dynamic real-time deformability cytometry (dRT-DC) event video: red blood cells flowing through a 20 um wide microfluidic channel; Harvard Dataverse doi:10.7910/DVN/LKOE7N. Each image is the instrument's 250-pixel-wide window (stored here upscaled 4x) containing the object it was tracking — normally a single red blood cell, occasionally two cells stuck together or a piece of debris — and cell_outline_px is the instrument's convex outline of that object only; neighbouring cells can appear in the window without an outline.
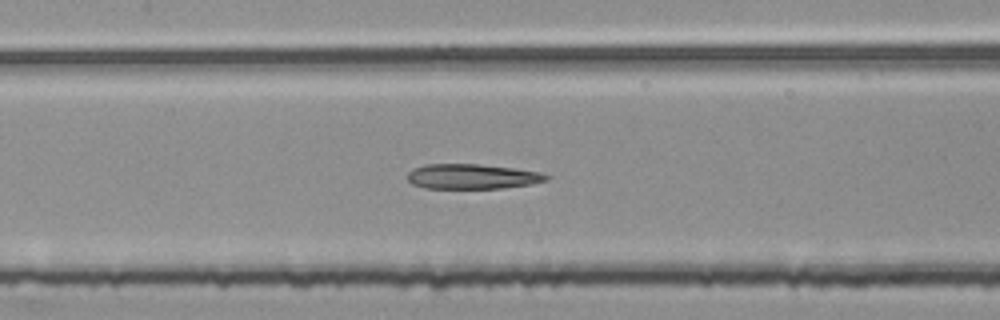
{"species": "common noctule bat (a hibernating species)", "species_latin": "Nyctalus noctula", "temperature_condition": "room temperature", "stored_images_in_passage": 53, "segment_of_instrument_passage": [2, 2], "camera_frame_rate_fps": 3000, "um_per_image_px": 0.085, "animal": {"sex": "female", "body_mass_g": 25.1}, "frame": {"image": 1, "passage_image": 25, "time_ms": 8.0, "image_size_px": [1000, 320], "cell_outline_px": [[552, 176], [548, 180], [532, 184], [504, 188], [424, 188], [412, 184], [408, 180], [408, 172], [412, 168], [424, 164], [476, 164], [512, 168], [544, 172]], "centroid_in_image_um": [40.17, 15.0], "position_along_channel_um": 167.2, "area_um2": 20.4}}
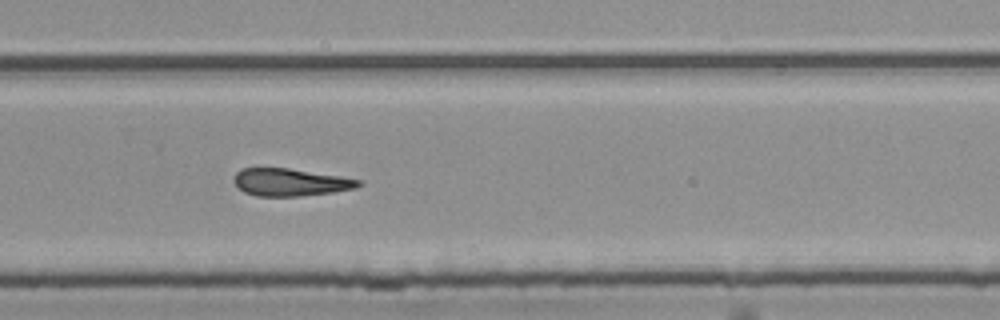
{"frame": {"image": 2, "passage_image": 36, "time_ms": 11.667, "image_size_px": [1000, 320], "cell_outline_px": [[364, 184], [356, 188], [332, 192], [300, 196], [256, 196], [244, 192], [232, 180], [236, 172], [240, 168], [288, 168], [340, 176], [364, 180]], "centroid_in_image_um": [24.7, 15.49], "position_along_channel_um": 305.1, "area_um2": 20.06}}
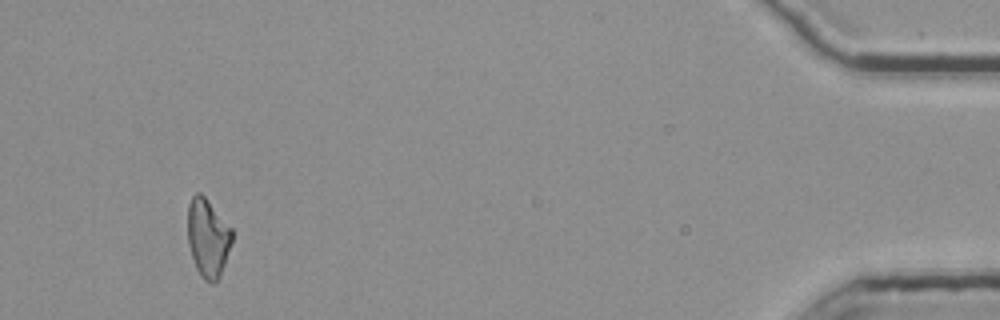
{"frame": {"image": 3, "passage_image": 51, "time_ms": 16.667, "image_size_px": [1000, 320], "cell_outline_px": [[232, 244], [220, 276], [216, 284], [212, 284], [204, 280], [200, 276], [196, 268], [188, 244], [188, 204], [192, 196], [196, 192], [200, 192], [204, 196], [232, 228]], "centroid_in_image_um": [17.67, 20.24], "position_along_channel_um": 417.5, "area_um2": 20.4}}